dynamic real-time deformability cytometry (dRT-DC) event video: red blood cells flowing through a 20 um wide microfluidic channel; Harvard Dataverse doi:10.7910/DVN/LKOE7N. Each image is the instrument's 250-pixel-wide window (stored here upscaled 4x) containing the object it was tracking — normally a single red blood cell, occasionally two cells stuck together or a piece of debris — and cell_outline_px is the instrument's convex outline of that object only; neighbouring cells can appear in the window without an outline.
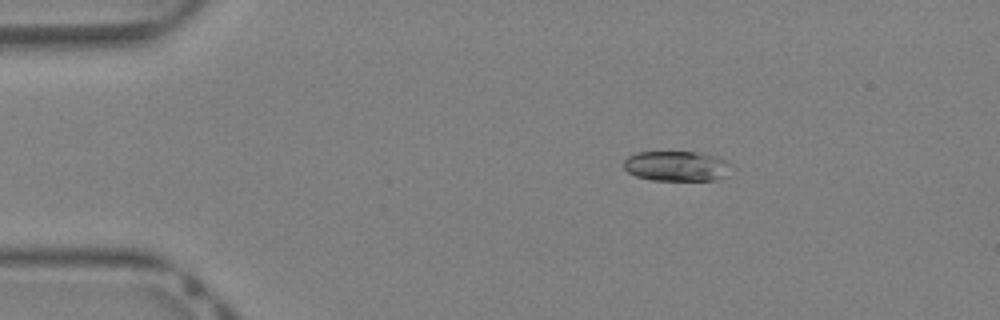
{"species": "Egyptian fruit bat (a non-hibernating species)", "species_latin": "Rousettus aegyptiacus", "temperature_condition": "warm", "stored_images_in_passage": 41, "camera_frame_rate_fps": 3000, "um_per_image_px": 0.085, "animal": {"sex": "female"}, "frame": {"image": 1, "passage_image": 7, "time_ms": 2.0, "image_size_px": [1000, 320], "cell_outline_px": [[732, 164], [728, 176], [712, 180], [652, 180], [636, 176], [628, 172], [624, 168], [624, 160], [628, 156], [636, 152], [692, 152], [712, 156], [728, 160]], "centroid_in_image_um": [57.52, 14.12], "position_along_channel_um": 27.5, "area_um2": 18.9}}
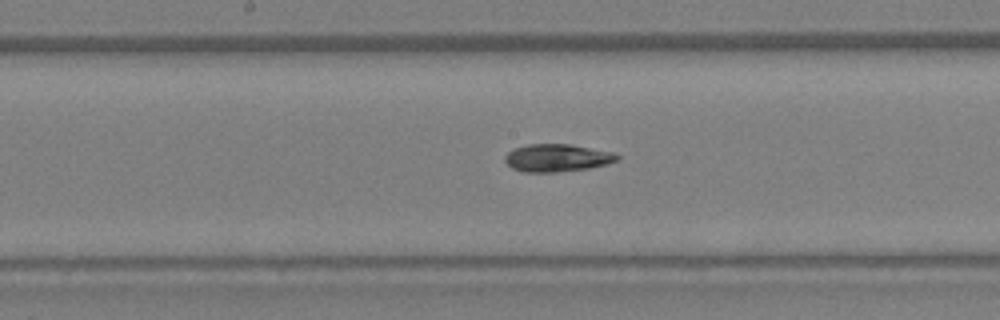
{"frame": {"image": 2, "passage_image": 21, "time_ms": 6.667, "image_size_px": [1000, 320], "cell_outline_px": [[620, 160], [608, 164], [588, 168], [556, 172], [524, 172], [512, 168], [504, 160], [504, 156], [512, 148], [528, 144], [572, 144], [616, 152], [620, 156]], "centroid_in_image_um": [47.39, 13.41], "position_along_channel_um": 200.8, "area_um2": 18.38}}
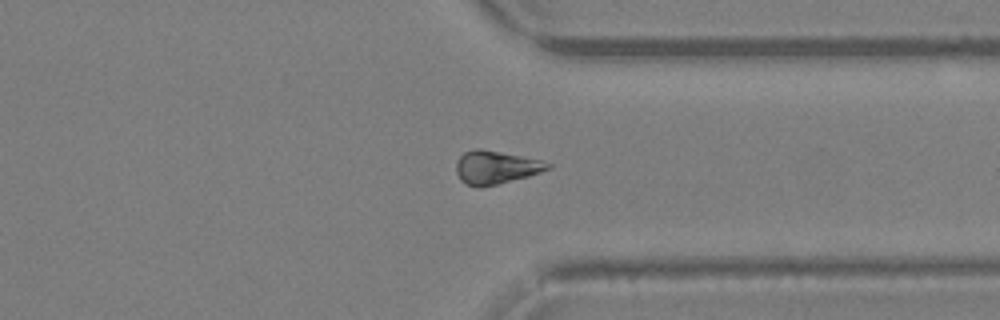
{"frame": {"image": 3, "passage_image": 31, "time_ms": 10.0, "image_size_px": [1000, 320], "cell_outline_px": [[552, 168], [528, 176], [480, 188], [476, 188], [460, 180], [456, 172], [456, 160], [464, 152], [476, 148], [480, 148], [544, 160], [552, 164]], "centroid_in_image_um": [42.14, 14.22], "position_along_channel_um": 369.3, "area_um2": 17.86}}